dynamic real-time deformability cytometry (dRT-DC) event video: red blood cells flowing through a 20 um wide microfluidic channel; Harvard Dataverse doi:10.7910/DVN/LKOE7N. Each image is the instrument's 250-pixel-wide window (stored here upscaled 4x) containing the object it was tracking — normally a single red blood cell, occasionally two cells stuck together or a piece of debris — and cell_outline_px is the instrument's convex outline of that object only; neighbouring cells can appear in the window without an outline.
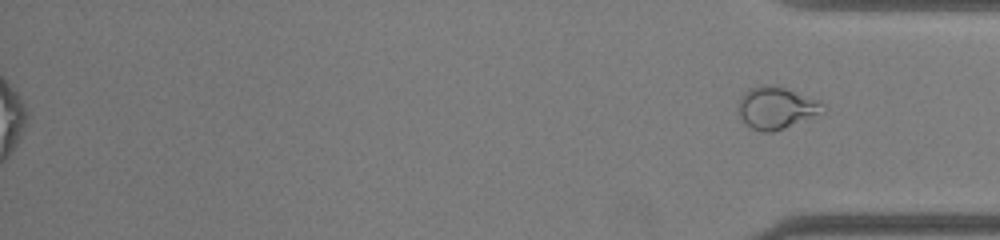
{"species": "common noctule bat (a hibernating species)", "species_latin": "Nyctalus noctula", "temperature_condition": "room temperature", "stored_images_in_passage": 51, "segment_of_instrument_passage": [2, 2], "camera_frame_rate_fps": 3000, "um_per_image_px": 0.085, "animal": {"sex": "female", "body_mass_g": 22.0, "forearm_length_mm": 56.7}, "frame": {"image": 1, "passage_image": 51, "time_ms": 16.667, "image_size_px": [1000, 240], "cell_outline_px": [[828, 108], [824, 112], [784, 128], [772, 132], [760, 132], [752, 128], [736, 112], [736, 104], [740, 96], [748, 88], [764, 84], [784, 88], [820, 100]], "centroid_in_image_um": [65.96, 9.16], "position_along_channel_um": 369.2, "area_um2": 20.92}}